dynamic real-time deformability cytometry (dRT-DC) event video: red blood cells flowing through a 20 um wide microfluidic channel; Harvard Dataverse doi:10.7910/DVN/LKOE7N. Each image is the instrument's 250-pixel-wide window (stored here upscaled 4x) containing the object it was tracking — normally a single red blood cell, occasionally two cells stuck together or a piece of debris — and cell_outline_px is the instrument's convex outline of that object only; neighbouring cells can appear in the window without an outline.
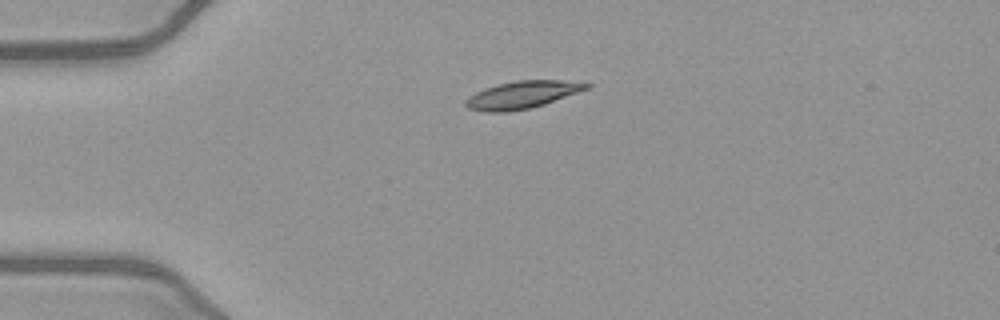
{"species": "common noctule bat (a hibernating species)", "species_latin": "Nyctalus noctula", "temperature_condition": "warm", "stored_images_in_passage": 40, "camera_frame_rate_fps": 3000, "um_per_image_px": 0.085, "animal": {"sex": "female", "body_mass_g": 21.9}, "frame": {"image": 1, "passage_image": 1, "time_ms": 0.0, "image_size_px": [1000, 320], "cell_outline_px": [[592, 88], [544, 104], [528, 108], [504, 112], [484, 112], [468, 108], [464, 104], [464, 100], [468, 96], [476, 92], [496, 84], [516, 80], [588, 80], [592, 84]], "centroid_in_image_um": [44.48, 8.03], "position_along_channel_um": 40.5, "area_um2": 19.77}}
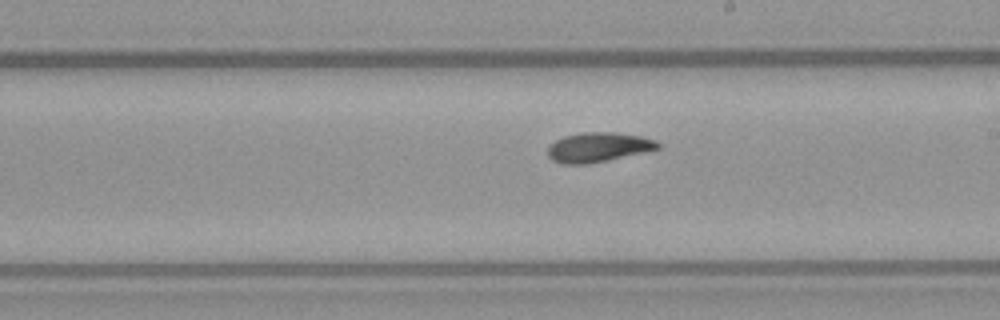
{"frame": {"image": 2, "passage_image": 18, "time_ms": 5.667, "image_size_px": [1000, 320], "cell_outline_px": [[660, 148], [608, 160], [588, 164], [560, 164], [552, 160], [548, 156], [548, 148], [556, 140], [564, 136], [580, 132], [616, 132], [640, 136], [656, 140], [660, 144]], "centroid_in_image_um": [50.83, 12.51], "position_along_channel_um": 238.2, "area_um2": 18.96}}
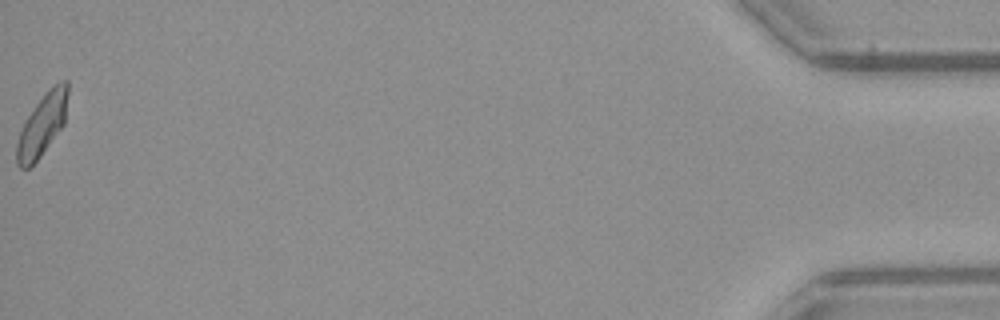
{"frame": {"image": 3, "passage_image": 40, "time_ms": 13.0, "image_size_px": [1000, 320], "cell_outline_px": [[68, 92], [64, 124], [40, 156], [28, 168], [20, 168], [16, 164], [16, 144], [20, 132], [28, 116], [44, 92], [48, 88], [60, 80], [68, 80]], "centroid_in_image_um": [3.6, 10.57], "position_along_channel_um": 431.6, "area_um2": 18.26}, "authors_computed_cell_mechanics": {"area_um2": 18.785, "velocity_mm_per_s": 4.0369, "shape_relaxation_time_tau1_ms": 3.7994, "shape_relaxation_time_tau2_ms": 3.7962, "deformation_change_tau1": 0.1452, "deformation_change_tau2": 0.0859}}